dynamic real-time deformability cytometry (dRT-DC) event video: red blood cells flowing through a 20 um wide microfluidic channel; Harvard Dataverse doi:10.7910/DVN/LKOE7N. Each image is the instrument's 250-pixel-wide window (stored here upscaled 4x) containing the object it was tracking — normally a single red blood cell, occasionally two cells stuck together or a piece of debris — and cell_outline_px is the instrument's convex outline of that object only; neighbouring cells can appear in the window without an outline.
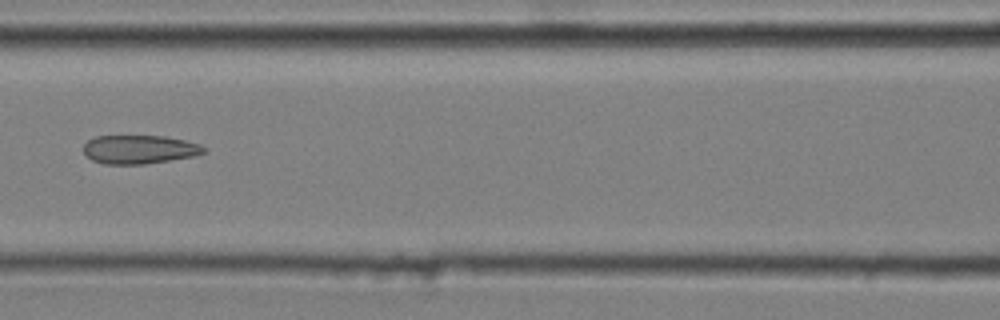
{"species": "common noctule bat (a hibernating species)", "species_latin": "Nyctalus noctula", "temperature_condition": "cold", "stored_images_in_passage": 9, "camera_frame_rate_fps": 3000, "um_per_image_px": 0.085, "animal": {"sex": "male", "body_mass_g": 20.4}, "frame": {"image": 1, "passage_image": 6, "time_ms": 1.667, "image_size_px": [1000, 320], "cell_outline_px": [[208, 152], [196, 156], [144, 164], [104, 164], [92, 160], [84, 152], [84, 144], [88, 140], [96, 136], [164, 136], [184, 140], [200, 144], [208, 148]], "centroid_in_image_um": [11.9, 12.7], "position_along_channel_um": 154.7, "area_um2": 20.23}}
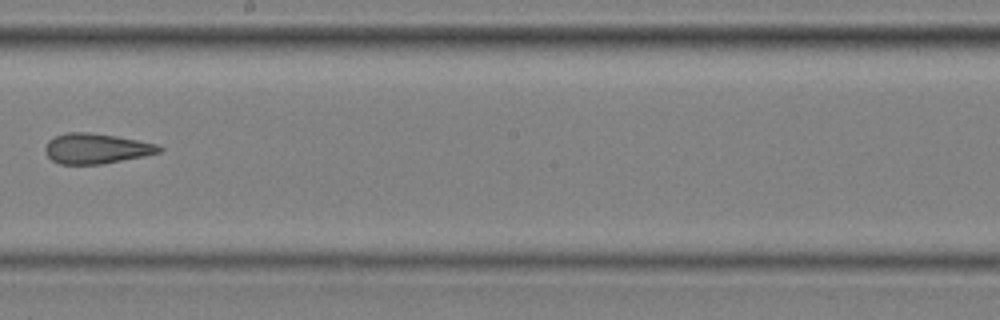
{"frame": {"image": 2, "passage_image": 8, "time_ms": 2.333, "image_size_px": [1000, 320], "cell_outline_px": [[164, 148], [160, 152], [144, 156], [100, 164], [60, 164], [52, 160], [44, 152], [44, 148], [48, 140], [56, 136], [68, 132], [88, 132], [116, 136], [156, 144]], "centroid_in_image_um": [8.15, 12.62], "position_along_channel_um": 240.1, "area_um2": 19.94}}
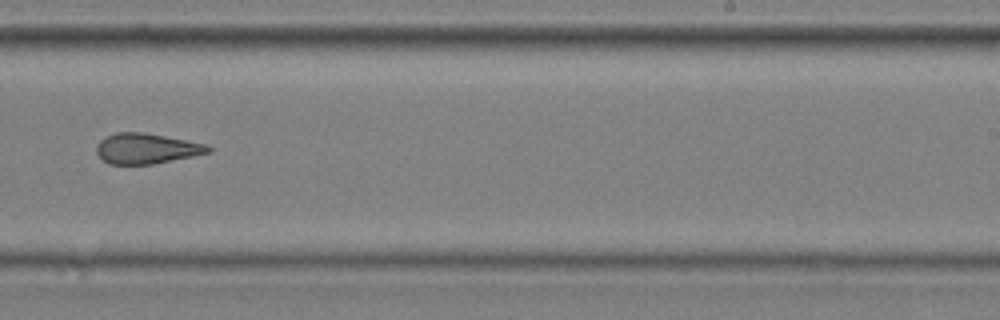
{"frame": {"image": 3, "passage_image": 9, "time_ms": 2.667, "image_size_px": [1000, 320], "cell_outline_px": [[212, 152], [152, 164], [108, 164], [96, 152], [96, 148], [100, 140], [104, 136], [116, 132], [144, 132], [208, 144], [212, 148]], "centroid_in_image_um": [12.46, 12.61], "position_along_channel_um": 276.5, "area_um2": 19.83}}